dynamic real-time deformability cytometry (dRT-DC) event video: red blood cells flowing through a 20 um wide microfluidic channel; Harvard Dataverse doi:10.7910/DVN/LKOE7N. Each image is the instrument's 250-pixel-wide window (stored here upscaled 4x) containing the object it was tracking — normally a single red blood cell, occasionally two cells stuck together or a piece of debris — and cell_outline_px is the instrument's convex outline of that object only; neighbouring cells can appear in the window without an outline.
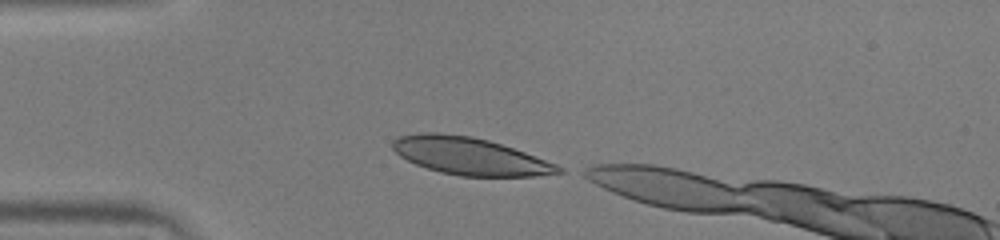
{"species": "human", "species_latin": "Homo sapiens", "temperature_condition": "warm", "stored_images_in_passage": 30, "camera_frame_rate_fps": 3000, "um_per_image_px": 0.085, "donor": {"sex": "male"}, "frame": {"image": 1, "passage_image": 1, "time_ms": 0.0, "image_size_px": [1000, 240], "cell_outline_px": [[564, 172], [536, 176], [460, 176], [440, 172], [416, 164], [400, 156], [392, 148], [392, 140], [400, 136], [424, 132], [436, 132], [472, 136], [488, 140], [524, 152], [556, 164], [564, 168]], "centroid_in_image_um": [39.92, 13.27], "position_along_channel_um": 45.1, "area_um2": 35.84}}
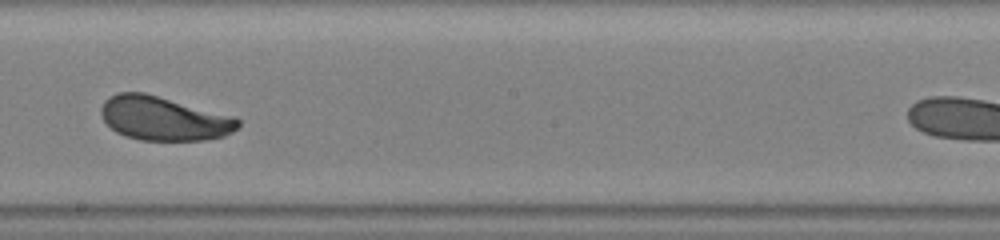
{"frame": {"image": 2, "passage_image": 17, "time_ms": 5.333, "image_size_px": [1000, 240], "cell_outline_px": [[240, 124], [232, 132], [224, 136], [208, 140], [140, 140], [124, 136], [116, 132], [104, 120], [100, 112], [100, 108], [104, 100], [108, 96], [116, 92], [144, 92], [236, 116], [240, 120]], "centroid_in_image_um": [13.92, 10.06], "position_along_channel_um": 234.3, "area_um2": 35.43}}
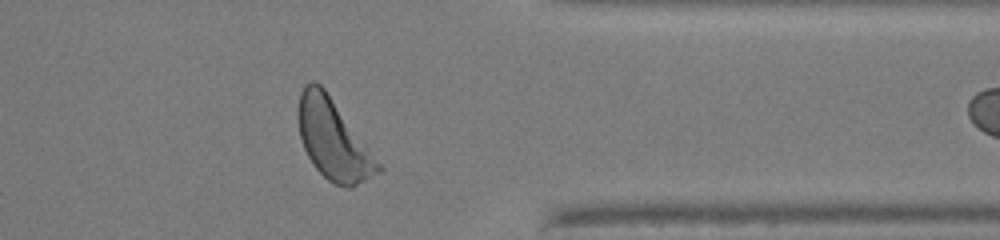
{"frame": {"image": 3, "passage_image": 29, "time_ms": 9.333, "image_size_px": [1000, 240], "cell_outline_px": [[384, 168], [380, 172], [352, 188], [348, 188], [336, 184], [328, 180], [312, 164], [304, 148], [300, 136], [296, 112], [300, 92], [304, 84], [312, 80], [320, 84], [324, 88]], "centroid_in_image_um": [28.3, 11.86], "position_along_channel_um": 383.1, "area_um2": 37.05}}